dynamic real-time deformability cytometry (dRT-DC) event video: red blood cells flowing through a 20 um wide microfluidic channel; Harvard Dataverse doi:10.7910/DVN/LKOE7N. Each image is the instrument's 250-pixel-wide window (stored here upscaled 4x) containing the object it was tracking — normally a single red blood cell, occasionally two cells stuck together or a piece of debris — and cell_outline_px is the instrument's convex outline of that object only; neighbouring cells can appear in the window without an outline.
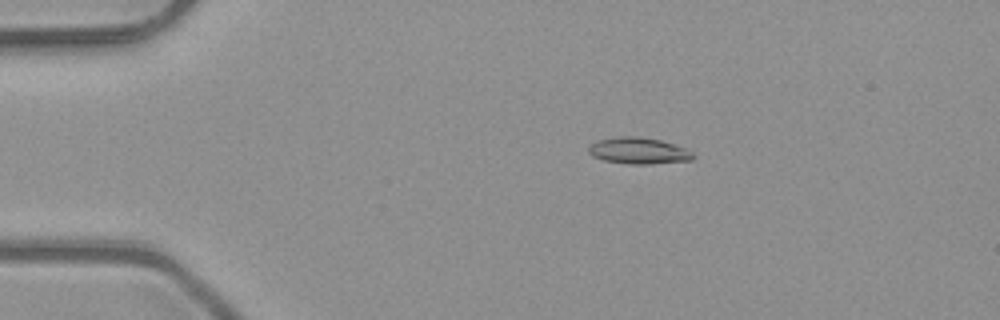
{"species": "common noctule bat (a hibernating species)", "species_latin": "Nyctalus noctula", "temperature_condition": "room temperature", "stored_images_in_passage": 4, "camera_frame_rate_fps": 3000, "um_per_image_px": 0.085, "animal": {"sex": "male", "body_mass_g": 23.1, "forearm_length_mm": 52.7}, "frame": {"image": 1, "passage_image": 3, "time_ms": 0.667, "image_size_px": [1000, 320], "cell_outline_px": [[696, 156], [692, 160], [648, 164], [628, 164], [604, 160], [592, 156], [588, 152], [588, 148], [596, 140], [620, 136], [640, 136], [660, 140], [688, 148]], "centroid_in_image_um": [54.3, 12.81], "position_along_channel_um": 30.7, "area_um2": 16.24}}